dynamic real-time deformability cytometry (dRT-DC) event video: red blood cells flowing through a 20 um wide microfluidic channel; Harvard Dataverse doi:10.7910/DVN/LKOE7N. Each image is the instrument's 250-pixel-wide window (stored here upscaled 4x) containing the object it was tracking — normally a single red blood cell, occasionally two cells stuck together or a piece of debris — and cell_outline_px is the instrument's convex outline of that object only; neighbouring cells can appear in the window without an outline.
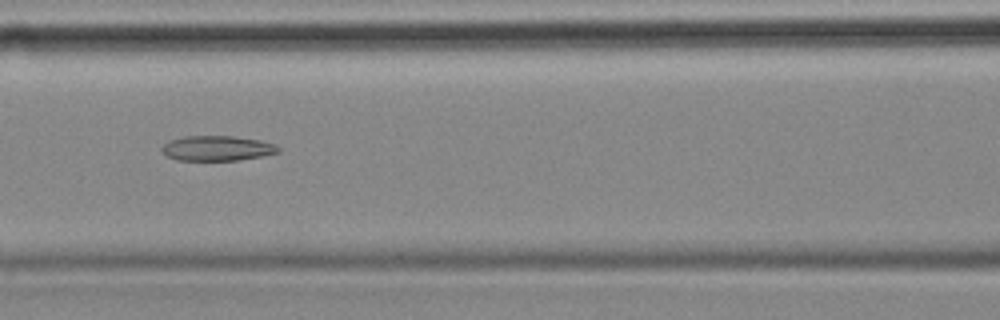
{"species": "common noctule bat (a hibernating species)", "species_latin": "Nyctalus noctula", "temperature_condition": "cold", "stored_images_in_passage": 46, "camera_frame_rate_fps": 3000, "um_per_image_px": 0.085, "animal": {"sex": "female", "body_mass_g": 18.4}, "frame": {"image": 1, "passage_image": 14, "time_ms": 4.333, "image_size_px": [1000, 320], "cell_outline_px": [[280, 152], [264, 156], [236, 160], [176, 160], [160, 152], [160, 148], [168, 140], [184, 136], [232, 136], [260, 140], [276, 144], [280, 148]], "centroid_in_image_um": [18.44, 12.6], "position_along_channel_um": 148.2, "area_um2": 17.17}}
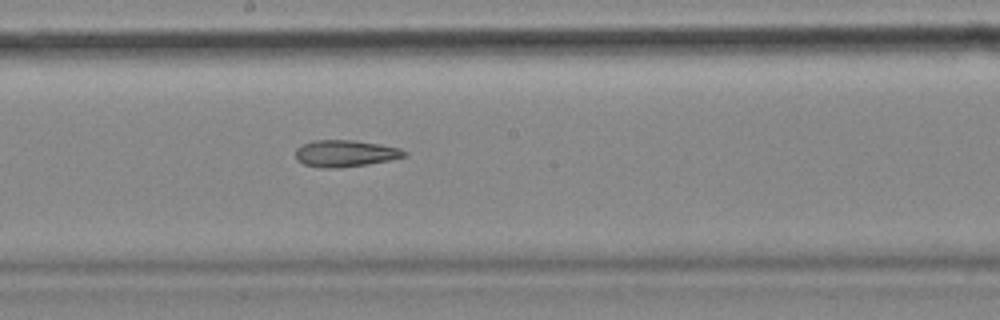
{"frame": {"image": 2, "passage_image": 20, "time_ms": 6.333, "image_size_px": [1000, 320], "cell_outline_px": [[408, 156], [368, 164], [340, 168], [320, 168], [304, 164], [296, 160], [296, 148], [312, 140], [356, 140], [380, 144], [400, 148], [408, 152]], "centroid_in_image_um": [29.36, 13.04], "position_along_channel_um": 218.8, "area_um2": 17.11}}
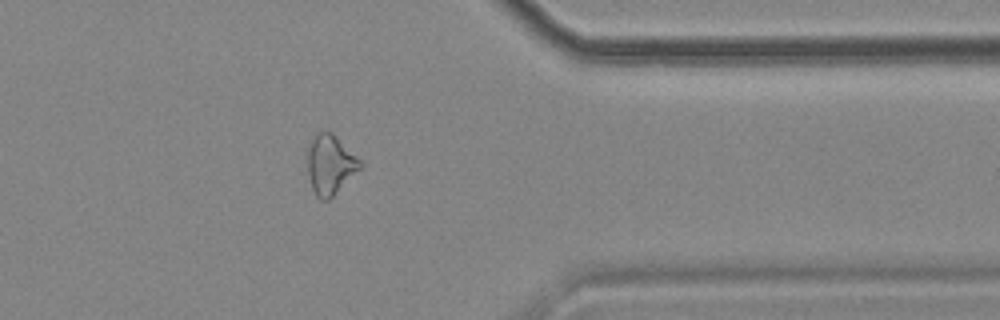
{"frame": {"image": 3, "passage_image": 35, "time_ms": 11.333, "image_size_px": [1000, 320], "cell_outline_px": [[364, 164], [328, 200], [320, 200], [316, 196], [312, 188], [308, 172], [308, 148], [316, 132], [332, 132]], "centroid_in_image_um": [28.05, 13.99], "position_along_channel_um": 383.3, "area_um2": 17.8}}